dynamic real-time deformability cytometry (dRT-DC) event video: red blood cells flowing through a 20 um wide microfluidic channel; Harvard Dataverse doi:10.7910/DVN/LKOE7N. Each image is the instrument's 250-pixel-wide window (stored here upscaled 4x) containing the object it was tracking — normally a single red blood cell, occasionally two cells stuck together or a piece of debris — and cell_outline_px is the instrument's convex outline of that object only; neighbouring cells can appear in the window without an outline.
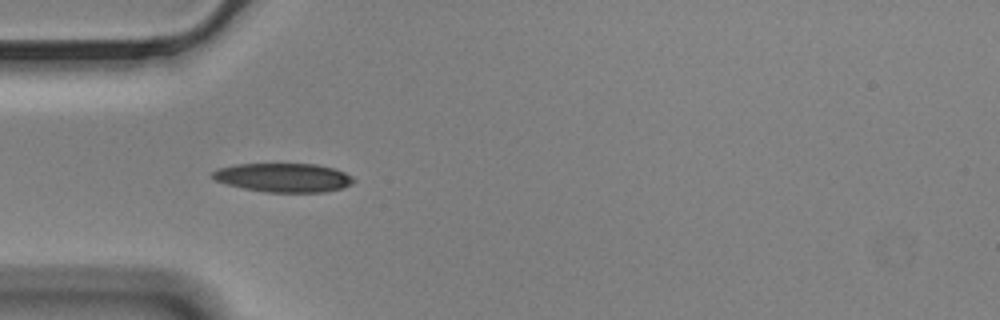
{"species": "Egyptian fruit bat (a non-hibernating species)", "species_latin": "Rousettus aegyptiacus", "temperature_condition": "cold", "stored_images_in_passage": 20, "camera_frame_rate_fps": 3000, "um_per_image_px": 0.085, "animal": {"sex": "male"}, "frame": {"image": 1, "passage_image": 6, "time_ms": 1.667, "image_size_px": [1000, 320], "cell_outline_px": [[356, 180], [352, 184], [340, 188], [324, 192], [268, 192], [244, 188], [228, 184], [216, 180], [212, 176], [212, 172], [220, 168], [236, 164], [316, 164], [336, 168], [352, 176]], "centroid_in_image_um": [24.15, 15.09], "position_along_channel_um": 60.9, "area_um2": 23.58}}
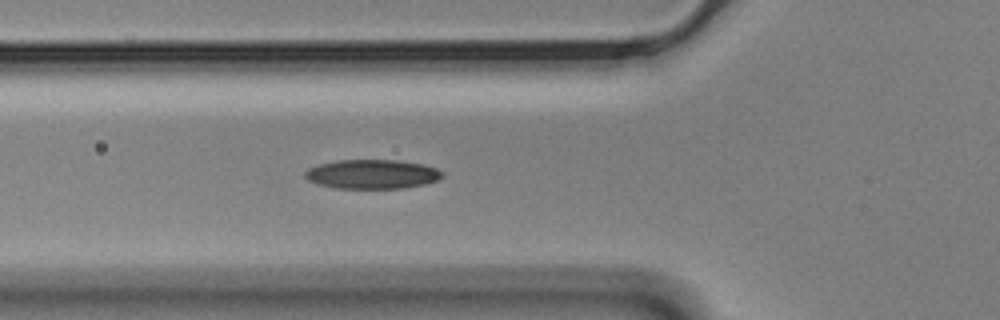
{"frame": {"image": 2, "passage_image": 9, "time_ms": 2.667, "image_size_px": [1000, 320], "cell_outline_px": [[444, 176], [436, 180], [424, 184], [404, 188], [336, 188], [316, 184], [308, 180], [304, 176], [304, 172], [308, 168], [320, 164], [336, 160], [396, 160], [424, 164], [436, 168], [444, 172]], "centroid_in_image_um": [31.62, 14.8], "position_along_channel_um": 94.2, "area_um2": 23.47}}
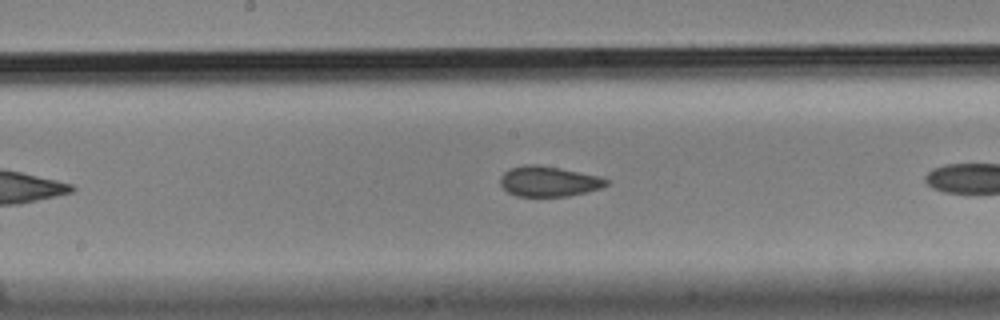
{"frame": {"image": 3, "passage_image": 15, "time_ms": 4.667, "image_size_px": [1000, 320], "cell_outline_px": [[608, 184], [600, 188], [568, 196], [516, 196], [508, 192], [500, 184], [500, 176], [504, 172], [512, 168], [524, 164], [536, 164], [560, 168], [600, 176], [608, 180]], "centroid_in_image_um": [46.62, 15.41], "position_along_channel_um": 201.6, "area_um2": 18.61}}